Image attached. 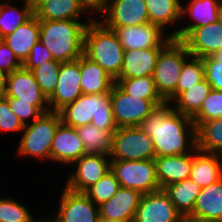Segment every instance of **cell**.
I'll return each mask as SVG.
<instances>
[{
    "label": "cell",
    "instance_id": "obj_20",
    "mask_svg": "<svg viewBox=\"0 0 222 222\" xmlns=\"http://www.w3.org/2000/svg\"><path fill=\"white\" fill-rule=\"evenodd\" d=\"M83 155H85V148L76 128L61 122L52 141L51 161L72 165Z\"/></svg>",
    "mask_w": 222,
    "mask_h": 222
},
{
    "label": "cell",
    "instance_id": "obj_7",
    "mask_svg": "<svg viewBox=\"0 0 222 222\" xmlns=\"http://www.w3.org/2000/svg\"><path fill=\"white\" fill-rule=\"evenodd\" d=\"M111 171L116 175L120 187L134 189L141 194L152 193L160 189L155 159L111 160Z\"/></svg>",
    "mask_w": 222,
    "mask_h": 222
},
{
    "label": "cell",
    "instance_id": "obj_6",
    "mask_svg": "<svg viewBox=\"0 0 222 222\" xmlns=\"http://www.w3.org/2000/svg\"><path fill=\"white\" fill-rule=\"evenodd\" d=\"M59 112L41 114L35 121L24 125L18 146V155L51 160V146L58 125Z\"/></svg>",
    "mask_w": 222,
    "mask_h": 222
},
{
    "label": "cell",
    "instance_id": "obj_10",
    "mask_svg": "<svg viewBox=\"0 0 222 222\" xmlns=\"http://www.w3.org/2000/svg\"><path fill=\"white\" fill-rule=\"evenodd\" d=\"M5 98L33 104L42 114L50 111L47 97L42 93L33 73L23 66L6 77Z\"/></svg>",
    "mask_w": 222,
    "mask_h": 222
},
{
    "label": "cell",
    "instance_id": "obj_49",
    "mask_svg": "<svg viewBox=\"0 0 222 222\" xmlns=\"http://www.w3.org/2000/svg\"><path fill=\"white\" fill-rule=\"evenodd\" d=\"M35 222H56L54 219H50V217H46L45 219L41 218L40 220H35Z\"/></svg>",
    "mask_w": 222,
    "mask_h": 222
},
{
    "label": "cell",
    "instance_id": "obj_25",
    "mask_svg": "<svg viewBox=\"0 0 222 222\" xmlns=\"http://www.w3.org/2000/svg\"><path fill=\"white\" fill-rule=\"evenodd\" d=\"M80 86L83 94L111 93L115 80L96 62L80 56Z\"/></svg>",
    "mask_w": 222,
    "mask_h": 222
},
{
    "label": "cell",
    "instance_id": "obj_37",
    "mask_svg": "<svg viewBox=\"0 0 222 222\" xmlns=\"http://www.w3.org/2000/svg\"><path fill=\"white\" fill-rule=\"evenodd\" d=\"M120 183L116 175L110 170L97 183L88 188L84 194L96 205L110 200L119 190Z\"/></svg>",
    "mask_w": 222,
    "mask_h": 222
},
{
    "label": "cell",
    "instance_id": "obj_46",
    "mask_svg": "<svg viewBox=\"0 0 222 222\" xmlns=\"http://www.w3.org/2000/svg\"><path fill=\"white\" fill-rule=\"evenodd\" d=\"M6 77L7 74L0 71V97H4L5 90H6Z\"/></svg>",
    "mask_w": 222,
    "mask_h": 222
},
{
    "label": "cell",
    "instance_id": "obj_21",
    "mask_svg": "<svg viewBox=\"0 0 222 222\" xmlns=\"http://www.w3.org/2000/svg\"><path fill=\"white\" fill-rule=\"evenodd\" d=\"M155 162L157 180L160 189H164L167 185L189 178L193 164V150L186 154L157 157Z\"/></svg>",
    "mask_w": 222,
    "mask_h": 222
},
{
    "label": "cell",
    "instance_id": "obj_30",
    "mask_svg": "<svg viewBox=\"0 0 222 222\" xmlns=\"http://www.w3.org/2000/svg\"><path fill=\"white\" fill-rule=\"evenodd\" d=\"M182 0H144L149 22L161 27L164 31L170 23L182 19Z\"/></svg>",
    "mask_w": 222,
    "mask_h": 222
},
{
    "label": "cell",
    "instance_id": "obj_41",
    "mask_svg": "<svg viewBox=\"0 0 222 222\" xmlns=\"http://www.w3.org/2000/svg\"><path fill=\"white\" fill-rule=\"evenodd\" d=\"M203 59L205 79L211 85L212 90H222V64L212 56Z\"/></svg>",
    "mask_w": 222,
    "mask_h": 222
},
{
    "label": "cell",
    "instance_id": "obj_12",
    "mask_svg": "<svg viewBox=\"0 0 222 222\" xmlns=\"http://www.w3.org/2000/svg\"><path fill=\"white\" fill-rule=\"evenodd\" d=\"M124 50L164 48L173 38L165 31L151 23L114 29Z\"/></svg>",
    "mask_w": 222,
    "mask_h": 222
},
{
    "label": "cell",
    "instance_id": "obj_43",
    "mask_svg": "<svg viewBox=\"0 0 222 222\" xmlns=\"http://www.w3.org/2000/svg\"><path fill=\"white\" fill-rule=\"evenodd\" d=\"M9 101L10 109L13 111L15 115H17L18 119L23 123V125H27L28 118H33L35 121L42 113L31 103L18 102V98H6Z\"/></svg>",
    "mask_w": 222,
    "mask_h": 222
},
{
    "label": "cell",
    "instance_id": "obj_17",
    "mask_svg": "<svg viewBox=\"0 0 222 222\" xmlns=\"http://www.w3.org/2000/svg\"><path fill=\"white\" fill-rule=\"evenodd\" d=\"M141 196L137 190L120 187L99 206L100 222H133Z\"/></svg>",
    "mask_w": 222,
    "mask_h": 222
},
{
    "label": "cell",
    "instance_id": "obj_24",
    "mask_svg": "<svg viewBox=\"0 0 222 222\" xmlns=\"http://www.w3.org/2000/svg\"><path fill=\"white\" fill-rule=\"evenodd\" d=\"M189 178L201 188L222 178V155L206 153L195 148Z\"/></svg>",
    "mask_w": 222,
    "mask_h": 222
},
{
    "label": "cell",
    "instance_id": "obj_29",
    "mask_svg": "<svg viewBox=\"0 0 222 222\" xmlns=\"http://www.w3.org/2000/svg\"><path fill=\"white\" fill-rule=\"evenodd\" d=\"M201 189L194 181L187 178L181 182L167 185L163 190L168 194L176 210L186 219L193 212L195 200Z\"/></svg>",
    "mask_w": 222,
    "mask_h": 222
},
{
    "label": "cell",
    "instance_id": "obj_13",
    "mask_svg": "<svg viewBox=\"0 0 222 222\" xmlns=\"http://www.w3.org/2000/svg\"><path fill=\"white\" fill-rule=\"evenodd\" d=\"M133 222H186L170 201L168 194L159 189L142 194Z\"/></svg>",
    "mask_w": 222,
    "mask_h": 222
},
{
    "label": "cell",
    "instance_id": "obj_40",
    "mask_svg": "<svg viewBox=\"0 0 222 222\" xmlns=\"http://www.w3.org/2000/svg\"><path fill=\"white\" fill-rule=\"evenodd\" d=\"M23 129V123L10 109L9 101L5 97H0V132L19 133Z\"/></svg>",
    "mask_w": 222,
    "mask_h": 222
},
{
    "label": "cell",
    "instance_id": "obj_28",
    "mask_svg": "<svg viewBox=\"0 0 222 222\" xmlns=\"http://www.w3.org/2000/svg\"><path fill=\"white\" fill-rule=\"evenodd\" d=\"M76 131L85 148V155H110L116 130H102L93 124L77 127Z\"/></svg>",
    "mask_w": 222,
    "mask_h": 222
},
{
    "label": "cell",
    "instance_id": "obj_11",
    "mask_svg": "<svg viewBox=\"0 0 222 222\" xmlns=\"http://www.w3.org/2000/svg\"><path fill=\"white\" fill-rule=\"evenodd\" d=\"M110 155H83L72 165L76 171L69 175L65 187L74 192L84 193L111 170Z\"/></svg>",
    "mask_w": 222,
    "mask_h": 222
},
{
    "label": "cell",
    "instance_id": "obj_3",
    "mask_svg": "<svg viewBox=\"0 0 222 222\" xmlns=\"http://www.w3.org/2000/svg\"><path fill=\"white\" fill-rule=\"evenodd\" d=\"M83 54L99 64L114 80L123 66L124 49L114 30L101 19H93L85 29Z\"/></svg>",
    "mask_w": 222,
    "mask_h": 222
},
{
    "label": "cell",
    "instance_id": "obj_38",
    "mask_svg": "<svg viewBox=\"0 0 222 222\" xmlns=\"http://www.w3.org/2000/svg\"><path fill=\"white\" fill-rule=\"evenodd\" d=\"M0 222H35L27 207L12 198H0Z\"/></svg>",
    "mask_w": 222,
    "mask_h": 222
},
{
    "label": "cell",
    "instance_id": "obj_23",
    "mask_svg": "<svg viewBox=\"0 0 222 222\" xmlns=\"http://www.w3.org/2000/svg\"><path fill=\"white\" fill-rule=\"evenodd\" d=\"M163 48L124 50L123 66L118 78L152 76Z\"/></svg>",
    "mask_w": 222,
    "mask_h": 222
},
{
    "label": "cell",
    "instance_id": "obj_48",
    "mask_svg": "<svg viewBox=\"0 0 222 222\" xmlns=\"http://www.w3.org/2000/svg\"><path fill=\"white\" fill-rule=\"evenodd\" d=\"M215 60L220 61V64H222V50L218 51L212 56Z\"/></svg>",
    "mask_w": 222,
    "mask_h": 222
},
{
    "label": "cell",
    "instance_id": "obj_22",
    "mask_svg": "<svg viewBox=\"0 0 222 222\" xmlns=\"http://www.w3.org/2000/svg\"><path fill=\"white\" fill-rule=\"evenodd\" d=\"M218 2L219 0H191L188 6L182 5L181 17H186L188 14L191 19H194V23L177 28L169 35L175 40H181L191 29L217 22Z\"/></svg>",
    "mask_w": 222,
    "mask_h": 222
},
{
    "label": "cell",
    "instance_id": "obj_15",
    "mask_svg": "<svg viewBox=\"0 0 222 222\" xmlns=\"http://www.w3.org/2000/svg\"><path fill=\"white\" fill-rule=\"evenodd\" d=\"M80 78V57L73 61L61 63L56 88L48 98L50 111L58 112L83 94Z\"/></svg>",
    "mask_w": 222,
    "mask_h": 222
},
{
    "label": "cell",
    "instance_id": "obj_1",
    "mask_svg": "<svg viewBox=\"0 0 222 222\" xmlns=\"http://www.w3.org/2000/svg\"><path fill=\"white\" fill-rule=\"evenodd\" d=\"M139 127L151 137L155 158L186 154L196 148V127L192 118L174 110L169 102L155 107Z\"/></svg>",
    "mask_w": 222,
    "mask_h": 222
},
{
    "label": "cell",
    "instance_id": "obj_36",
    "mask_svg": "<svg viewBox=\"0 0 222 222\" xmlns=\"http://www.w3.org/2000/svg\"><path fill=\"white\" fill-rule=\"evenodd\" d=\"M61 63L57 60L46 61L31 71L47 99L56 88Z\"/></svg>",
    "mask_w": 222,
    "mask_h": 222
},
{
    "label": "cell",
    "instance_id": "obj_16",
    "mask_svg": "<svg viewBox=\"0 0 222 222\" xmlns=\"http://www.w3.org/2000/svg\"><path fill=\"white\" fill-rule=\"evenodd\" d=\"M103 16L101 22L111 30L150 23L144 0H108Z\"/></svg>",
    "mask_w": 222,
    "mask_h": 222
},
{
    "label": "cell",
    "instance_id": "obj_47",
    "mask_svg": "<svg viewBox=\"0 0 222 222\" xmlns=\"http://www.w3.org/2000/svg\"><path fill=\"white\" fill-rule=\"evenodd\" d=\"M218 21L222 24V0L218 2V11H217Z\"/></svg>",
    "mask_w": 222,
    "mask_h": 222
},
{
    "label": "cell",
    "instance_id": "obj_44",
    "mask_svg": "<svg viewBox=\"0 0 222 222\" xmlns=\"http://www.w3.org/2000/svg\"><path fill=\"white\" fill-rule=\"evenodd\" d=\"M21 67L22 63L14 52L0 39V71L8 75Z\"/></svg>",
    "mask_w": 222,
    "mask_h": 222
},
{
    "label": "cell",
    "instance_id": "obj_34",
    "mask_svg": "<svg viewBox=\"0 0 222 222\" xmlns=\"http://www.w3.org/2000/svg\"><path fill=\"white\" fill-rule=\"evenodd\" d=\"M115 83L127 94L152 100L157 106L166 101L158 93L152 76L138 78H117Z\"/></svg>",
    "mask_w": 222,
    "mask_h": 222
},
{
    "label": "cell",
    "instance_id": "obj_2",
    "mask_svg": "<svg viewBox=\"0 0 222 222\" xmlns=\"http://www.w3.org/2000/svg\"><path fill=\"white\" fill-rule=\"evenodd\" d=\"M81 20H40L41 43L51 52L54 60L68 62L83 54L86 26L95 18Z\"/></svg>",
    "mask_w": 222,
    "mask_h": 222
},
{
    "label": "cell",
    "instance_id": "obj_4",
    "mask_svg": "<svg viewBox=\"0 0 222 222\" xmlns=\"http://www.w3.org/2000/svg\"><path fill=\"white\" fill-rule=\"evenodd\" d=\"M61 122L74 128L93 124L102 130H117L110 93L82 94L59 111Z\"/></svg>",
    "mask_w": 222,
    "mask_h": 222
},
{
    "label": "cell",
    "instance_id": "obj_42",
    "mask_svg": "<svg viewBox=\"0 0 222 222\" xmlns=\"http://www.w3.org/2000/svg\"><path fill=\"white\" fill-rule=\"evenodd\" d=\"M54 60L51 52L41 43L39 40L30 51L28 58L24 61L22 66L32 71L37 68L40 64L46 61Z\"/></svg>",
    "mask_w": 222,
    "mask_h": 222
},
{
    "label": "cell",
    "instance_id": "obj_9",
    "mask_svg": "<svg viewBox=\"0 0 222 222\" xmlns=\"http://www.w3.org/2000/svg\"><path fill=\"white\" fill-rule=\"evenodd\" d=\"M111 107L116 126H140L157 105L152 100L142 99L125 93L114 83L111 93Z\"/></svg>",
    "mask_w": 222,
    "mask_h": 222
},
{
    "label": "cell",
    "instance_id": "obj_5",
    "mask_svg": "<svg viewBox=\"0 0 222 222\" xmlns=\"http://www.w3.org/2000/svg\"><path fill=\"white\" fill-rule=\"evenodd\" d=\"M191 54L180 41L172 39L159 53L153 72L158 93L169 103L176 98L178 79L185 60Z\"/></svg>",
    "mask_w": 222,
    "mask_h": 222
},
{
    "label": "cell",
    "instance_id": "obj_14",
    "mask_svg": "<svg viewBox=\"0 0 222 222\" xmlns=\"http://www.w3.org/2000/svg\"><path fill=\"white\" fill-rule=\"evenodd\" d=\"M59 204L57 215L51 216L56 222H100L99 206L84 193L65 187Z\"/></svg>",
    "mask_w": 222,
    "mask_h": 222
},
{
    "label": "cell",
    "instance_id": "obj_8",
    "mask_svg": "<svg viewBox=\"0 0 222 222\" xmlns=\"http://www.w3.org/2000/svg\"><path fill=\"white\" fill-rule=\"evenodd\" d=\"M111 160L155 159L153 141L139 126L119 127L113 135Z\"/></svg>",
    "mask_w": 222,
    "mask_h": 222
},
{
    "label": "cell",
    "instance_id": "obj_50",
    "mask_svg": "<svg viewBox=\"0 0 222 222\" xmlns=\"http://www.w3.org/2000/svg\"><path fill=\"white\" fill-rule=\"evenodd\" d=\"M30 4L33 6V8L42 0H28Z\"/></svg>",
    "mask_w": 222,
    "mask_h": 222
},
{
    "label": "cell",
    "instance_id": "obj_35",
    "mask_svg": "<svg viewBox=\"0 0 222 222\" xmlns=\"http://www.w3.org/2000/svg\"><path fill=\"white\" fill-rule=\"evenodd\" d=\"M205 79L203 59L190 55L184 62L176 88V97Z\"/></svg>",
    "mask_w": 222,
    "mask_h": 222
},
{
    "label": "cell",
    "instance_id": "obj_39",
    "mask_svg": "<svg viewBox=\"0 0 222 222\" xmlns=\"http://www.w3.org/2000/svg\"><path fill=\"white\" fill-rule=\"evenodd\" d=\"M217 118H222V90H211L192 120L197 127L201 122Z\"/></svg>",
    "mask_w": 222,
    "mask_h": 222
},
{
    "label": "cell",
    "instance_id": "obj_26",
    "mask_svg": "<svg viewBox=\"0 0 222 222\" xmlns=\"http://www.w3.org/2000/svg\"><path fill=\"white\" fill-rule=\"evenodd\" d=\"M40 20L33 15L13 33L3 37L2 40L14 52L15 56L23 64L28 58L31 48L39 41Z\"/></svg>",
    "mask_w": 222,
    "mask_h": 222
},
{
    "label": "cell",
    "instance_id": "obj_27",
    "mask_svg": "<svg viewBox=\"0 0 222 222\" xmlns=\"http://www.w3.org/2000/svg\"><path fill=\"white\" fill-rule=\"evenodd\" d=\"M33 11L39 20H80L86 13L78 0H42Z\"/></svg>",
    "mask_w": 222,
    "mask_h": 222
},
{
    "label": "cell",
    "instance_id": "obj_32",
    "mask_svg": "<svg viewBox=\"0 0 222 222\" xmlns=\"http://www.w3.org/2000/svg\"><path fill=\"white\" fill-rule=\"evenodd\" d=\"M196 148L222 155V118L201 122L196 127Z\"/></svg>",
    "mask_w": 222,
    "mask_h": 222
},
{
    "label": "cell",
    "instance_id": "obj_18",
    "mask_svg": "<svg viewBox=\"0 0 222 222\" xmlns=\"http://www.w3.org/2000/svg\"><path fill=\"white\" fill-rule=\"evenodd\" d=\"M192 56L205 58L222 50V24L217 21L191 29L181 40Z\"/></svg>",
    "mask_w": 222,
    "mask_h": 222
},
{
    "label": "cell",
    "instance_id": "obj_31",
    "mask_svg": "<svg viewBox=\"0 0 222 222\" xmlns=\"http://www.w3.org/2000/svg\"><path fill=\"white\" fill-rule=\"evenodd\" d=\"M211 90V85L204 79L188 90L181 92L173 100L176 104V106L173 105V109L192 118L200 110Z\"/></svg>",
    "mask_w": 222,
    "mask_h": 222
},
{
    "label": "cell",
    "instance_id": "obj_19",
    "mask_svg": "<svg viewBox=\"0 0 222 222\" xmlns=\"http://www.w3.org/2000/svg\"><path fill=\"white\" fill-rule=\"evenodd\" d=\"M186 222H222V178L201 189Z\"/></svg>",
    "mask_w": 222,
    "mask_h": 222
},
{
    "label": "cell",
    "instance_id": "obj_45",
    "mask_svg": "<svg viewBox=\"0 0 222 222\" xmlns=\"http://www.w3.org/2000/svg\"><path fill=\"white\" fill-rule=\"evenodd\" d=\"M78 1L86 13L88 12L90 13V11H92V13L93 12L97 13V15L98 13L100 15L104 14L108 5V0H78Z\"/></svg>",
    "mask_w": 222,
    "mask_h": 222
},
{
    "label": "cell",
    "instance_id": "obj_33",
    "mask_svg": "<svg viewBox=\"0 0 222 222\" xmlns=\"http://www.w3.org/2000/svg\"><path fill=\"white\" fill-rule=\"evenodd\" d=\"M23 6L18 9L9 3H1L0 0V39L13 33L19 26L23 25L33 15V6L28 0H22Z\"/></svg>",
    "mask_w": 222,
    "mask_h": 222
}]
</instances>
